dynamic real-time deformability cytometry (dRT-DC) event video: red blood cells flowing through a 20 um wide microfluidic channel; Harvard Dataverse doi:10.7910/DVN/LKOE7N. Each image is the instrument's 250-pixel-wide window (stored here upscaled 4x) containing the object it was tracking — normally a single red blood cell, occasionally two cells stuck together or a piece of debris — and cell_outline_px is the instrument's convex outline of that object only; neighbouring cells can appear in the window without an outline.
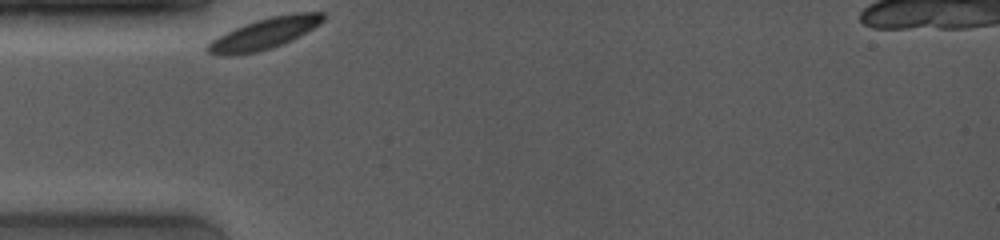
{"species": "common noctule bat (a hibernating species)", "species_latin": "Nyctalus noctula", "temperature_condition": "room temperature", "stored_images_in_passage": 35, "camera_frame_rate_fps": 4000, "um_per_image_px": 0.085, "animal": {"sex": "female", "body_mass_g": 19.0, "forearm_length_mm": 53.3}, "frame": {"image": 1, "passage_image": 1, "time_ms": 0.0, "image_size_px": [1000, 240], "cell_outline_px": [[324, 20], [320, 24], [272, 48], [256, 52], [232, 56], [220, 56], [208, 52], [204, 48], [212, 40], [244, 24], [268, 16], [292, 12], [324, 12]], "centroid_in_image_um": [22.45, 2.84], "position_along_channel_um": 62.6, "area_um2": 20.63}}
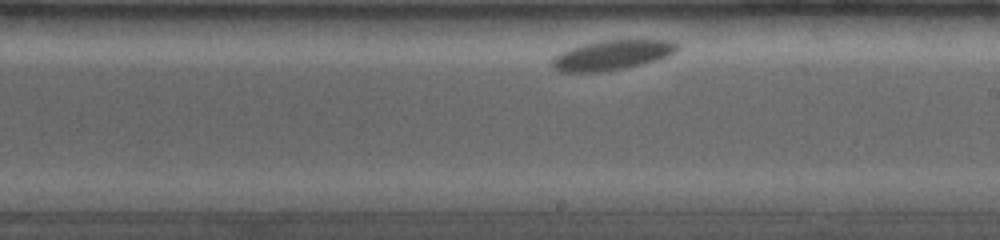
{"frame": {"image": 2, "passage_image": 19, "time_ms": 5.25, "image_size_px": [1000, 240], "cell_outline_px": [[680, 48], [676, 52], [668, 56], [644, 64], [624, 68], [600, 72], [560, 72], [552, 68], [552, 56], [560, 52], [584, 44], [604, 40], [668, 40], [676, 44]], "centroid_in_image_um": [52.0, 4.69], "position_along_channel_um": 237.0, "area_um2": 21.73}}
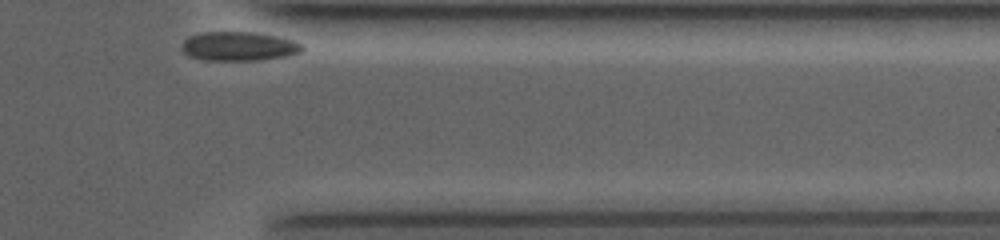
{"frame": {"image": 3, "passage_image": 35, "time_ms": 9.75, "image_size_px": [1000, 240], "cell_outline_px": [[304, 48], [300, 52], [284, 56], [256, 60], [204, 60], [192, 56], [184, 52], [184, 40], [188, 36], [204, 32], [256, 32], [276, 36], [292, 40], [304, 44]], "centroid_in_image_um": [20.33, 3.92], "position_along_channel_um": 391.1, "area_um2": 20.11}, "authors_computed_cell_mechanics": {"area_um2": 21.2126, "velocity_mm_per_s": 3.3711, "shape_relaxation_time_tau1_ms": 0.1143, "shape_relaxation_time_tau2_ms": null, "deformation_change_tau1": 0.0242, "deformation_change_tau2": null}}